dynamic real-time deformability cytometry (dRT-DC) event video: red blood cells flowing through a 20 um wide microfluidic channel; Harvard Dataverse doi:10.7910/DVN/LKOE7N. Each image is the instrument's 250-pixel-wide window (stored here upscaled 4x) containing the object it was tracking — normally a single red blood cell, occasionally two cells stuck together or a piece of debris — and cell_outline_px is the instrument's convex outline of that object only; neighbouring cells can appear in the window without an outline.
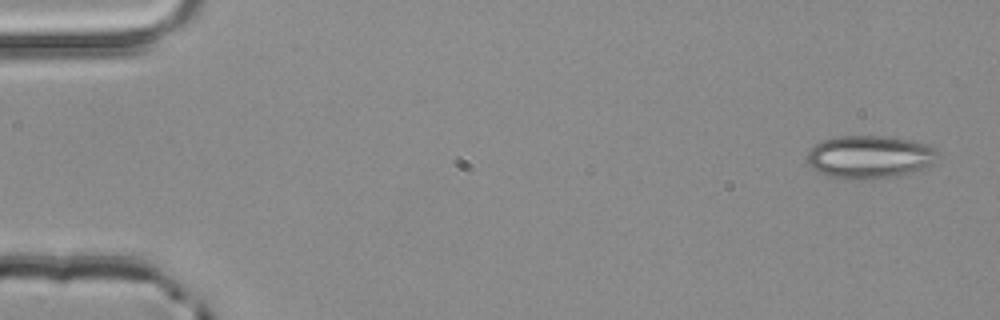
{"species": "common noctule bat (a hibernating species)", "species_latin": "Nyctalus noctula", "temperature_condition": "room temperature", "stored_images_in_passage": 3, "camera_frame_rate_fps": 3000, "um_per_image_px": 0.085, "animal": {"sex": "male", "body_mass_g": 20.4}, "frame": {"image": 1, "passage_image": 1, "time_ms": 0.0, "image_size_px": [1000, 320], "cell_outline_px": [[940, 156], [932, 164], [924, 168], [892, 176], [856, 180], [848, 180], [828, 176], [812, 168], [808, 164], [808, 152], [816, 144], [824, 140], [836, 136], [888, 136], [912, 140], [928, 144], [936, 148]], "centroid_in_image_um": [73.94, 13.33], "position_along_channel_um": 11.1, "area_um2": 32.71}}
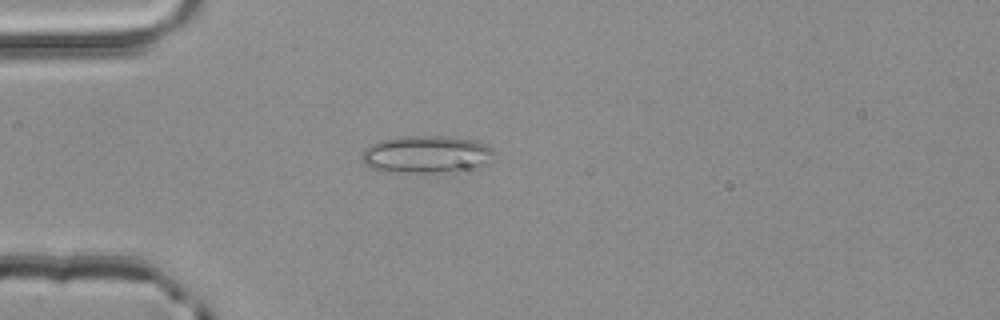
{"frame": {"image": 2, "passage_image": 3, "time_ms": 0.667, "image_size_px": [1000, 320], "cell_outline_px": [[496, 152], [480, 164], [452, 176], [388, 172], [372, 168], [364, 164], [360, 156], [364, 148], [380, 140], [396, 136], [448, 136], [472, 140], [484, 144], [492, 148]], "centroid_in_image_um": [36.18, 13.17], "position_along_channel_um": 48.8, "area_um2": 29.88}}